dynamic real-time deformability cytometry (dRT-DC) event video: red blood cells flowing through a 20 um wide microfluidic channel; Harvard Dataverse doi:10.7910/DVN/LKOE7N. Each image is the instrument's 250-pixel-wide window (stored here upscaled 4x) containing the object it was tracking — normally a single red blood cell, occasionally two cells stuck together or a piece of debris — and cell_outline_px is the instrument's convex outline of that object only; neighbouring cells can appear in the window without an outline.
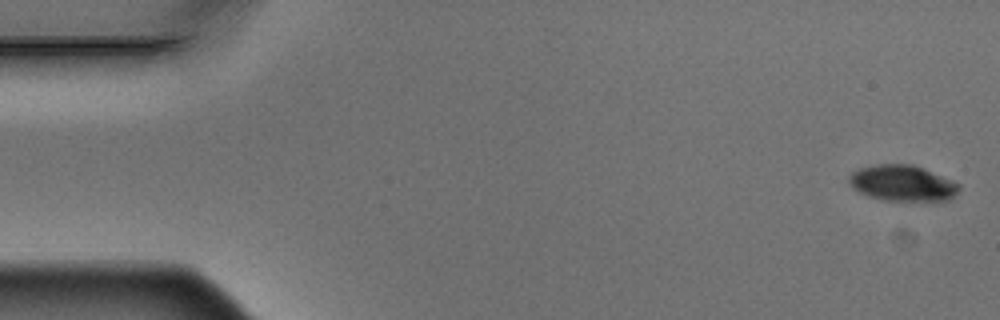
{"species": "Egyptian fruit bat (a non-hibernating species)", "species_latin": "Rousettus aegyptiacus", "temperature_condition": "warm", "stored_images_in_passage": 5, "camera_frame_rate_fps": 3000, "um_per_image_px": 0.085, "animal": {"sex": "male"}, "frame": {"image": 1, "passage_image": 1, "time_ms": 0.0, "image_size_px": [1000, 320], "cell_outline_px": [[960, 188], [948, 200], [884, 200], [868, 196], [852, 188], [848, 180], [848, 176], [852, 172], [860, 168], [876, 164], [912, 164], [924, 168], [952, 180], [960, 184]], "centroid_in_image_um": [76.68, 15.55], "position_along_channel_um": 8.3, "area_um2": 22.89}}
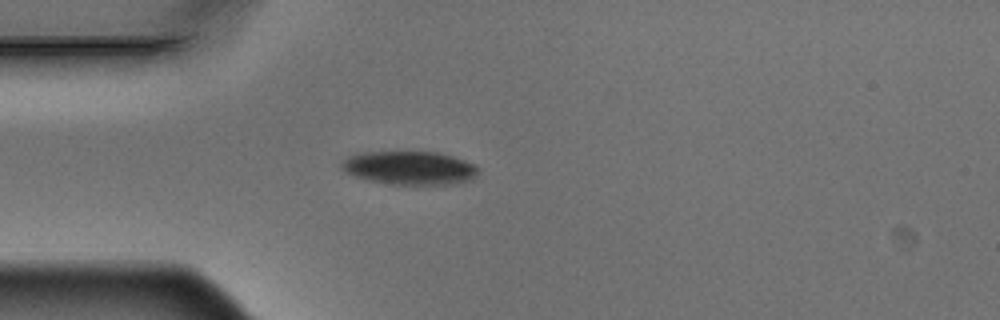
{"frame": {"image": 2, "passage_image": 5, "time_ms": 1.333, "image_size_px": [1000, 320], "cell_outline_px": [[480, 172], [472, 180], [452, 184], [392, 184], [368, 180], [344, 172], [340, 168], [340, 164], [348, 156], [360, 152], [436, 152], [452, 156], [476, 164], [480, 168]], "centroid_in_image_um": [34.84, 14.27], "position_along_channel_um": 50.2, "area_um2": 26.82}}